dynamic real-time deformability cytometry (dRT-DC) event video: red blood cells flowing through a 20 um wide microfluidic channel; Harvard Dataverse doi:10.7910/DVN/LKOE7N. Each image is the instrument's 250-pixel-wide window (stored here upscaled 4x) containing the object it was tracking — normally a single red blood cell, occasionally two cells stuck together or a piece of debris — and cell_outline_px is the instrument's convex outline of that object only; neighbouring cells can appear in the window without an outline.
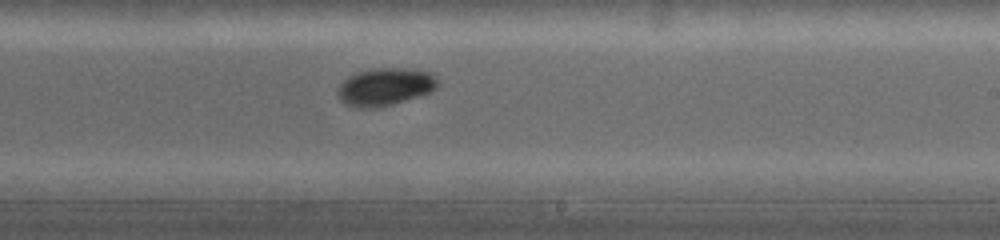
{"species": "common noctule bat (a hibernating species)", "species_latin": "Nyctalus noctula", "temperature_condition": "warm", "stored_images_in_passage": 45, "camera_frame_rate_fps": 5000, "um_per_image_px": 0.085, "animal": {"sex": "female", "body_mass_g": 19.0, "forearm_length_mm": 53.3}, "frame": {"image": 1, "passage_image": 25, "time_ms": 7.2, "image_size_px": [1000, 240], "cell_outline_px": [[440, 84], [432, 92], [392, 104], [372, 108], [360, 108], [348, 104], [340, 100], [340, 84], [344, 80], [360, 72], [372, 68], [404, 68], [432, 72], [440, 80]], "centroid_in_image_um": [32.84, 7.36], "position_along_channel_um": 256.2, "area_um2": 21.68}}
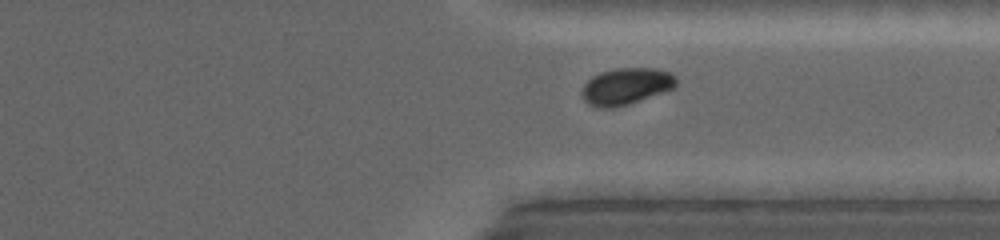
{"frame": {"image": 2, "passage_image": 36, "time_ms": 9.6, "image_size_px": [1000, 240], "cell_outline_px": [[676, 84], [672, 88], [628, 104], [612, 108], [600, 108], [588, 104], [584, 100], [580, 92], [584, 84], [592, 76], [600, 72], [616, 68], [656, 68], [668, 72], [676, 76]], "centroid_in_image_um": [53.16, 7.33], "position_along_channel_um": 358.2, "area_um2": 20.0}}
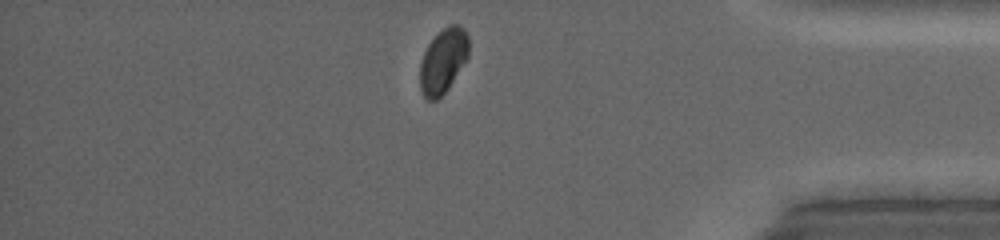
{"frame": {"image": 3, "passage_image": 43, "time_ms": 11.2, "image_size_px": [1000, 240], "cell_outline_px": [[468, 56], [448, 88], [436, 100], [428, 100], [424, 96], [420, 88], [420, 64], [424, 52], [428, 44], [448, 24], [460, 24], [464, 28], [468, 36]], "centroid_in_image_um": [37.66, 5.15], "position_along_channel_um": 397.5, "area_um2": 18.09}, "authors_computed_cell_mechanics": {"area_um2": 20.808, "velocity_mm_per_s": 4.2189, "shape_relaxation_time_tau1_ms": 2.7923, "shape_relaxation_time_tau2_ms": null, "deformation_change_tau1": 0.0918, "deformation_change_tau2": null}}